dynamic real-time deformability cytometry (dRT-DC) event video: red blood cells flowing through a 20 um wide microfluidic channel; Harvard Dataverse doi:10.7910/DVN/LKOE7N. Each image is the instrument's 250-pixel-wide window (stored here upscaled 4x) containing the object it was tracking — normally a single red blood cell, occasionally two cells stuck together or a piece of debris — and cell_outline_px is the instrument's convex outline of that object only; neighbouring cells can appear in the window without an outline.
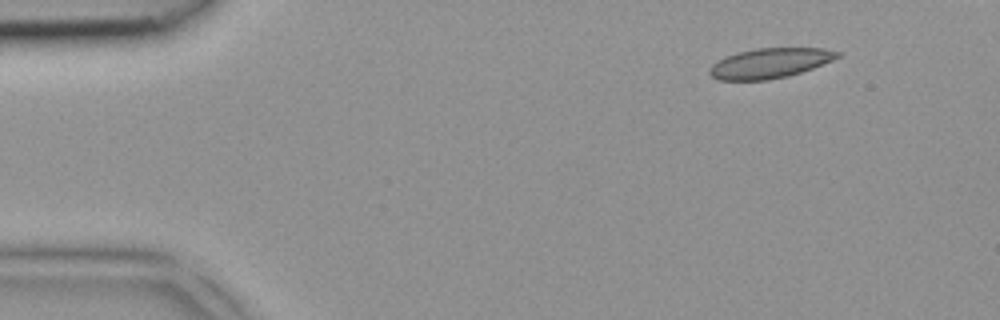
{"species": "common noctule bat (a hibernating species)", "species_latin": "Nyctalus noctula", "temperature_condition": "room temperature", "stored_images_in_passage": 4, "segment_of_instrument_passage": [1, 2], "camera_frame_rate_fps": 3000, "um_per_image_px": 0.085, "animal": {"sex": "female", "body_mass_g": 18.4}, "frame": {"image": 1, "passage_image": 2, "time_ms": 0.333, "image_size_px": [1000, 320], "cell_outline_px": [[840, 56], [832, 60], [812, 68], [788, 76], [768, 80], [720, 80], [712, 76], [708, 72], [708, 68], [716, 60], [724, 56], [736, 52], [756, 48], [824, 48], [840, 52]], "centroid_in_image_um": [65.38, 5.36], "position_along_channel_um": 19.6, "area_um2": 22.43}}